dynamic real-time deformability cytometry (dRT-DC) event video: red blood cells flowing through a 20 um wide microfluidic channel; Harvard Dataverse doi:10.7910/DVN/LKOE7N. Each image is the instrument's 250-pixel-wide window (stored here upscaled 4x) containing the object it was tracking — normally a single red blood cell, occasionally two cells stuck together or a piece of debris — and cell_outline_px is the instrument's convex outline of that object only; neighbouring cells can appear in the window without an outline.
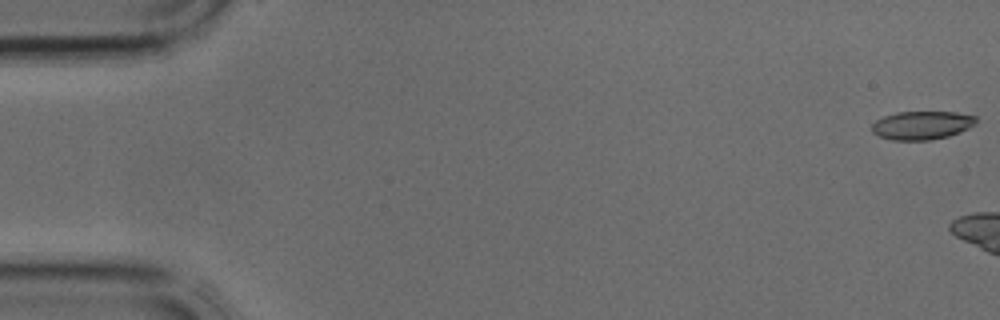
{"species": "common noctule bat (a hibernating species)", "species_latin": "Nyctalus noctula", "temperature_condition": "cold", "stored_images_in_passage": 5, "camera_frame_rate_fps": 3000, "um_per_image_px": 0.085, "animal": {"sex": "male", "body_mass_g": 17.9, "forearm_length_mm": 54.2}, "frame": {"image": 1, "passage_image": 1, "time_ms": 0.0, "image_size_px": [1000, 320], "cell_outline_px": [[976, 124], [960, 132], [948, 136], [932, 140], [892, 140], [880, 136], [872, 132], [872, 124], [876, 120], [884, 116], [896, 112], [956, 112], [976, 116]], "centroid_in_image_um": [78.36, 10.65], "position_along_channel_um": 6.6, "area_um2": 17.28}}